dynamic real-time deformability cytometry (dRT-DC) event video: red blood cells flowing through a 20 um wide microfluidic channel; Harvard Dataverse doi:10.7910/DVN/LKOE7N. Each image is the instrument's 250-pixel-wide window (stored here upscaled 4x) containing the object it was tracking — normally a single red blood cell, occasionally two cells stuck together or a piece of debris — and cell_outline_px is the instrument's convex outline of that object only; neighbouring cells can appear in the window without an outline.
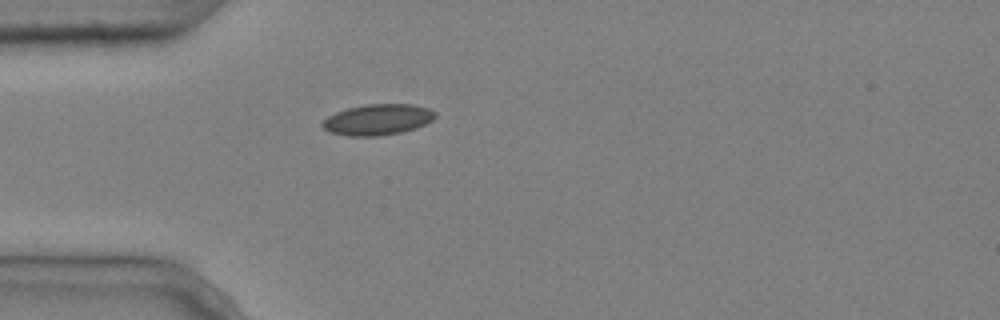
{"species": "common noctule bat (a hibernating species)", "species_latin": "Nyctalus noctula", "temperature_condition": "cold", "stored_images_in_passage": 1, "camera_frame_rate_fps": 3000, "um_per_image_px": 0.085, "animal": {"sex": "male", "body_mass_g": 20.4}, "frame": {"image": 1, "passage_image": 1, "time_ms": 0.0, "image_size_px": [1000, 320], "cell_outline_px": [[436, 116], [432, 120], [416, 128], [404, 132], [380, 136], [348, 136], [328, 132], [320, 124], [328, 116], [336, 112], [348, 108], [368, 104], [412, 104], [428, 108], [436, 112]], "centroid_in_image_um": [32.1, 10.17], "position_along_channel_um": 52.9, "area_um2": 20.4}}